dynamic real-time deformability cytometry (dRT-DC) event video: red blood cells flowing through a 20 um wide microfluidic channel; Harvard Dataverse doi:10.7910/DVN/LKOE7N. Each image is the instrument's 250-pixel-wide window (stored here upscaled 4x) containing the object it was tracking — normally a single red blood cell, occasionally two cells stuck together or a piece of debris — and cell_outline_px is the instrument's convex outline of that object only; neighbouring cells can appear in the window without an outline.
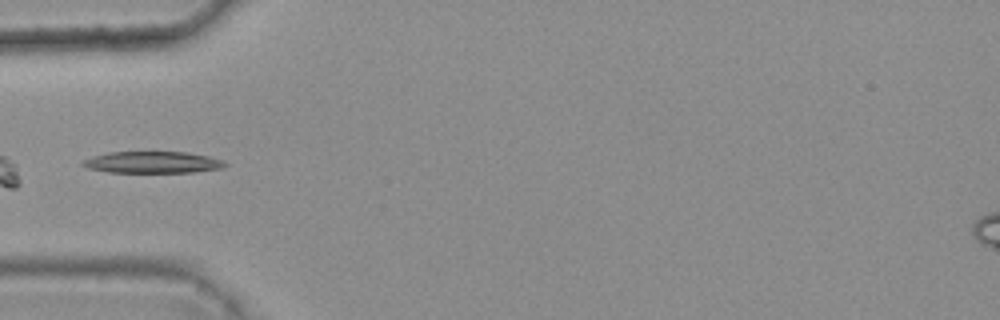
{"species": "common noctule bat (a hibernating species)", "species_latin": "Nyctalus noctula", "temperature_condition": "warm", "stored_images_in_passage": 5, "camera_frame_rate_fps": 3000, "um_per_image_px": 0.085, "animal": {"sex": "female", "body_mass_g": 25.1}, "frame": {"image": 1, "passage_image": 5, "time_ms": 1.333, "image_size_px": [1000, 320], "cell_outline_px": [[228, 164], [220, 168], [192, 172], [108, 172], [88, 168], [80, 164], [84, 160], [92, 156], [108, 152], [184, 152], [208, 156], [220, 160]], "centroid_in_image_um": [12.91, 13.79], "position_along_channel_um": 72.1, "area_um2": 17.69}}